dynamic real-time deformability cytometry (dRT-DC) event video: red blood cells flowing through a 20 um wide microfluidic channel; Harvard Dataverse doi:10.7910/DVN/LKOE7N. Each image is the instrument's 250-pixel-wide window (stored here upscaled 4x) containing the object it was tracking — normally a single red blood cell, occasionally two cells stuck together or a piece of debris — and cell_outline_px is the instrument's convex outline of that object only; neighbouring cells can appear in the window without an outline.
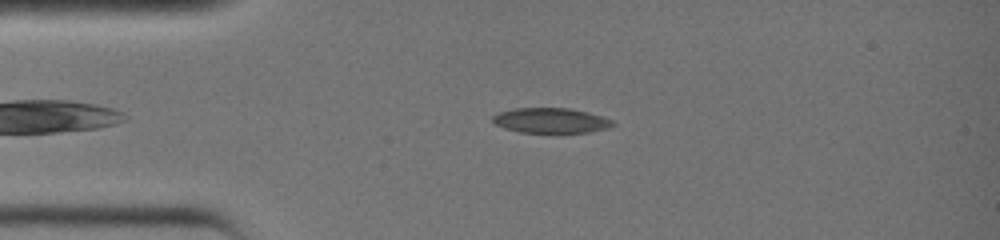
{"species": "common noctule bat (a hibernating species)", "species_latin": "Nyctalus noctula", "temperature_condition": "warm", "stored_images_in_passage": 31, "camera_frame_rate_fps": 3000, "um_per_image_px": 0.085, "animal": {"sex": "female", "body_mass_g": 19.0, "forearm_length_mm": 51.5}, "frame": {"image": 1, "passage_image": 3, "time_ms": 0.667, "image_size_px": [1000, 240], "cell_outline_px": [[612, 124], [604, 128], [588, 132], [520, 132], [504, 128], [496, 124], [492, 120], [492, 116], [500, 112], [516, 108], [568, 108], [600, 116], [612, 120]], "centroid_in_image_um": [46.74, 10.24], "position_along_channel_um": 38.3, "area_um2": 16.99}}
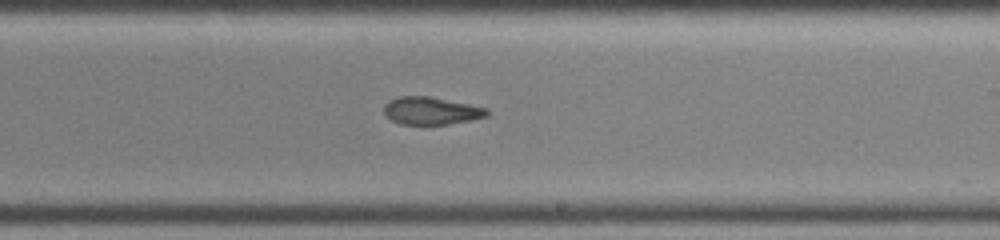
{"frame": {"image": 2, "passage_image": 17, "time_ms": 5.333, "image_size_px": [1000, 240], "cell_outline_px": [[488, 116], [472, 120], [448, 124], [400, 124], [392, 120], [384, 112], [384, 104], [388, 100], [400, 96], [428, 96], [488, 108]], "centroid_in_image_um": [36.64, 9.41], "position_along_channel_um": 252.4, "area_um2": 16.47}}
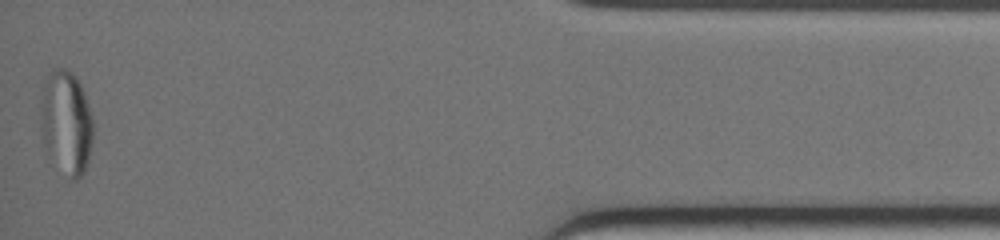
{"frame": {"image": 3, "passage_image": 31, "time_ms": 10.0, "image_size_px": [1000, 240], "cell_outline_px": [[92, 144], [88, 164], [84, 172], [76, 180], [72, 180], [48, 152], [40, 136], [40, 100], [44, 84], [52, 68], [68, 68], [76, 76], [84, 92], [92, 116]], "centroid_in_image_um": [5.63, 10.36], "position_along_channel_um": 429.6, "area_um2": 31.85}}